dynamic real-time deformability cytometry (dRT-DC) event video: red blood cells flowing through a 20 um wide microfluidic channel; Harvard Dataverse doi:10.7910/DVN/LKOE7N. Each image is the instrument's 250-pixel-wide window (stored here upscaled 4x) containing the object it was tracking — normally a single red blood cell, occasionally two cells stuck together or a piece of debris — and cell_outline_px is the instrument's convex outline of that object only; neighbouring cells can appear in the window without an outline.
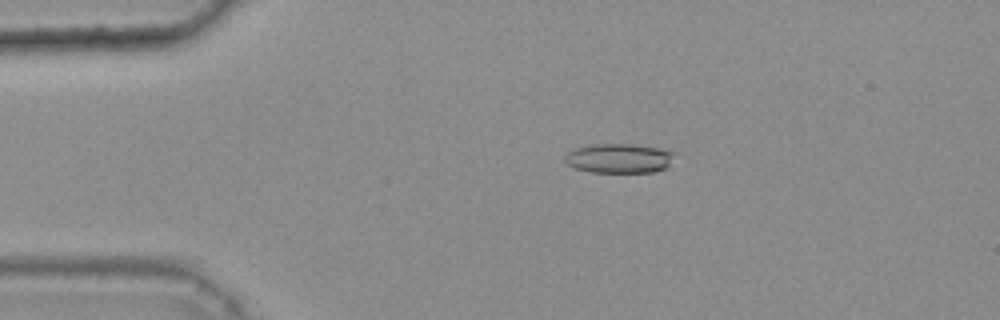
{"species": "common noctule bat (a hibernating species)", "species_latin": "Nyctalus noctula", "temperature_condition": "warm", "stored_images_in_passage": 46, "camera_frame_rate_fps": 3000, "um_per_image_px": 0.085, "animal": {"sex": "female", "body_mass_g": 25.1}, "frame": {"image": 1, "passage_image": 10, "time_ms": 3.0, "image_size_px": [1000, 320], "cell_outline_px": [[676, 152], [668, 168], [652, 172], [592, 172], [576, 168], [568, 164], [564, 160], [564, 156], [568, 152], [576, 148], [592, 144], [636, 144], [660, 148]], "centroid_in_image_um": [52.66, 13.45], "position_along_channel_um": 32.3, "area_um2": 18.96}}
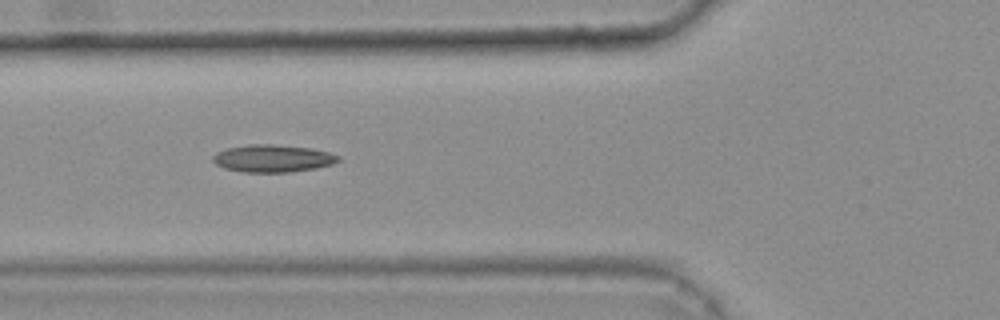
{"frame": {"image": 2, "passage_image": 19, "time_ms": 6.0, "image_size_px": [1000, 320], "cell_outline_px": [[340, 160], [332, 164], [316, 168], [288, 172], [244, 172], [224, 168], [216, 164], [212, 160], [212, 156], [216, 152], [228, 148], [248, 144], [272, 144], [312, 148], [328, 152], [340, 156]], "centroid_in_image_um": [23.18, 13.46], "position_along_channel_um": 102.6, "area_um2": 20.06}}
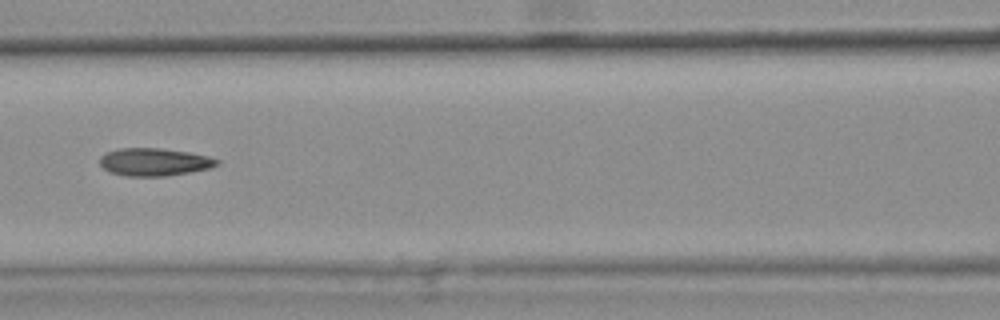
{"frame": {"image": 3, "passage_image": 23, "time_ms": 7.333, "image_size_px": [1000, 320], "cell_outline_px": [[220, 164], [212, 168], [168, 176], [128, 176], [112, 172], [104, 168], [100, 164], [100, 156], [108, 152], [120, 148], [160, 148], [188, 152], [208, 156], [220, 160]], "centroid_in_image_um": [13.17, 13.77], "position_along_channel_um": 153.4, "area_um2": 18.9}, "authors_computed_cell_mechanics": {"area_um2": 19.0162, "velocity_mm_per_s": 3.7957, "shape_relaxation_time_tau1_ms": null, "shape_relaxation_time_tau2_ms": 2.7632, "deformation_change_tau1": null, "deformation_change_tau2": 0.1221}}